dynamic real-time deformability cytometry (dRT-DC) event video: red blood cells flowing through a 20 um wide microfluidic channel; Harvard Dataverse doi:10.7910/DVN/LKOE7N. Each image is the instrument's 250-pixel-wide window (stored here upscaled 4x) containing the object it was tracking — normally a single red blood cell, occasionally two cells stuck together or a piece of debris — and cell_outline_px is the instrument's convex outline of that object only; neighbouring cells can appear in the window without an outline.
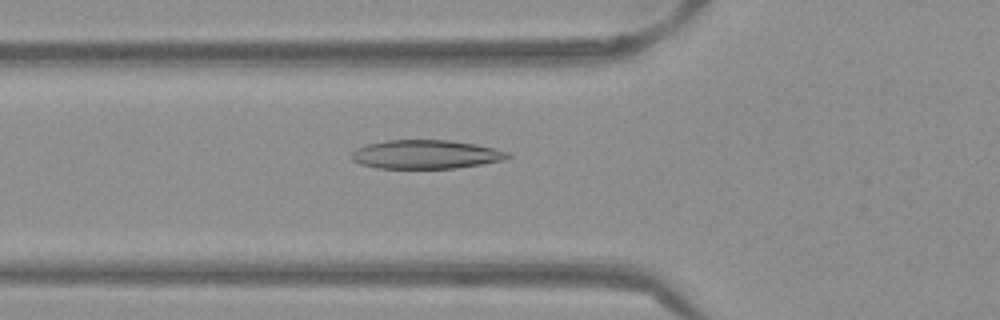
{"species": "Egyptian fruit bat (a non-hibernating species)", "species_latin": "Rousettus aegyptiacus", "temperature_condition": "warm", "stored_images_in_passage": 38, "camera_frame_rate_fps": 3000, "um_per_image_px": 0.085, "frame": {"image": 1, "passage_image": 4, "time_ms": 1.0, "image_size_px": [1000, 320], "cell_outline_px": [[512, 156], [504, 160], [456, 168], [376, 168], [360, 164], [352, 160], [348, 156], [356, 148], [368, 144], [388, 140], [448, 140], [476, 144], [496, 148], [508, 152]], "centroid_in_image_um": [36.18, 13.12], "position_along_channel_um": 89.6, "area_um2": 26.3}}
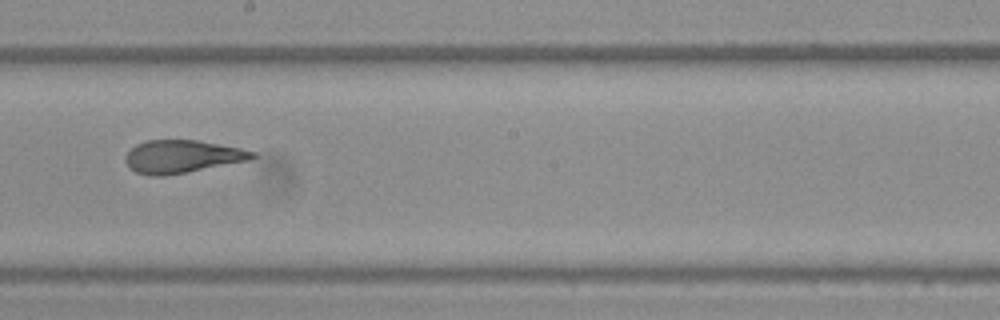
{"frame": {"image": 2, "passage_image": 15, "time_ms": 4.667, "image_size_px": [1000, 320], "cell_outline_px": [[256, 156], [252, 160], [164, 176], [148, 176], [136, 172], [128, 168], [124, 160], [124, 156], [136, 144], [148, 140], [196, 140], [240, 148], [256, 152]], "centroid_in_image_um": [15.46, 13.31], "position_along_channel_um": 232.7, "area_um2": 24.39}}
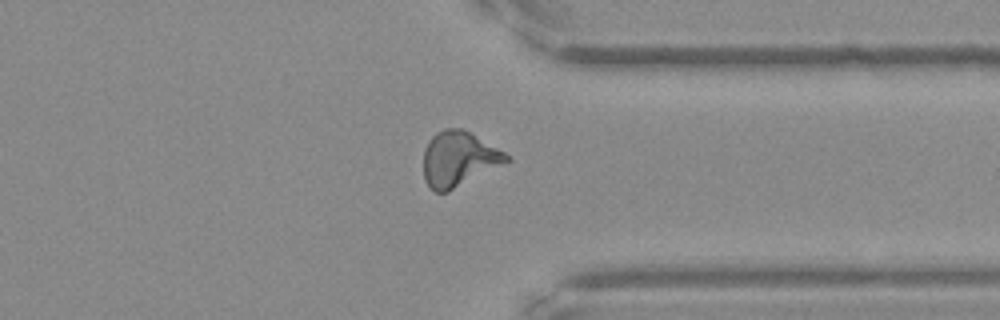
{"frame": {"image": 3, "passage_image": 26, "time_ms": 8.333, "image_size_px": [1000, 320], "cell_outline_px": [[512, 160], [448, 192], [436, 192], [424, 180], [424, 148], [428, 140], [436, 132], [444, 128], [460, 128], [468, 132], [504, 152]], "centroid_in_image_um": [38.96, 13.52], "position_along_channel_um": 372.4, "area_um2": 26.36}, "authors_computed_cell_mechanics": {"area_um2": 25.0563, "velocity_mm_per_s": 3.8806, "shape_relaxation_time_tau1_ms": 9.494, "shape_relaxation_time_tau2_ms": 1.6473, "deformation_change_tau1": 0.2878, "deformation_change_tau2": 0.1009}}